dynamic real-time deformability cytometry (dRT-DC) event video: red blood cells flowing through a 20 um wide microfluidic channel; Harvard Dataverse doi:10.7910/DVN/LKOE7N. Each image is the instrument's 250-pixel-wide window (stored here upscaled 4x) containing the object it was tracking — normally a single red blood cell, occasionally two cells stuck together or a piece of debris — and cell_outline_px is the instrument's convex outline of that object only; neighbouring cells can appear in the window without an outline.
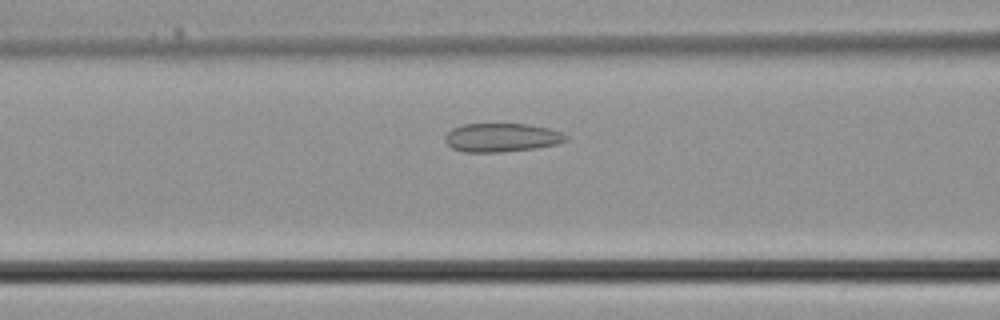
{"species": "common noctule bat (a hibernating species)", "species_latin": "Nyctalus noctula", "temperature_condition": "cold", "stored_images_in_passage": 25, "camera_frame_rate_fps": 3000, "um_per_image_px": 0.085, "animal": {"sex": "male", "body_mass_g": 21.5, "forearm_length_mm": 52.0}, "frame": {"image": 1, "passage_image": 7, "time_ms": 2.0, "image_size_px": [1000, 320], "cell_outline_px": [[568, 140], [556, 144], [536, 148], [500, 152], [464, 152], [452, 148], [444, 140], [444, 136], [452, 128], [464, 124], [528, 124], [548, 128], [560, 132], [568, 136]], "centroid_in_image_um": [42.62, 11.69], "position_along_channel_um": 124.0, "area_um2": 20.17}}
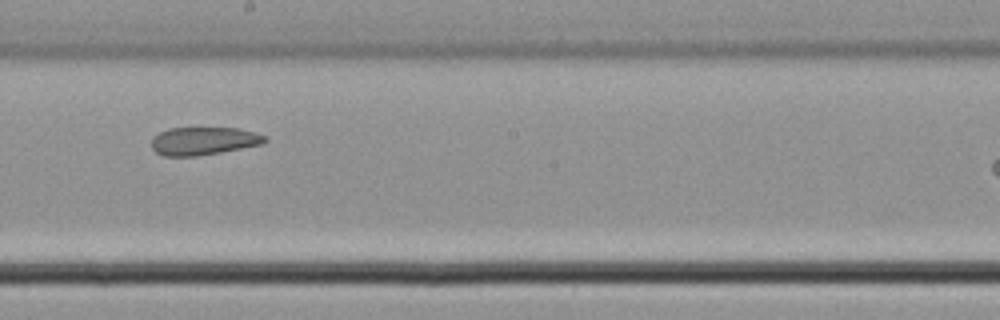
{"frame": {"image": 2, "passage_image": 13, "time_ms": 4.0, "image_size_px": [1000, 320], "cell_outline_px": [[268, 140], [260, 144], [220, 152], [196, 156], [164, 156], [156, 152], [152, 148], [152, 140], [160, 132], [168, 128], [236, 128], [256, 132], [264, 136]], "centroid_in_image_um": [17.29, 11.98], "position_along_channel_um": 230.9, "area_um2": 18.21}}
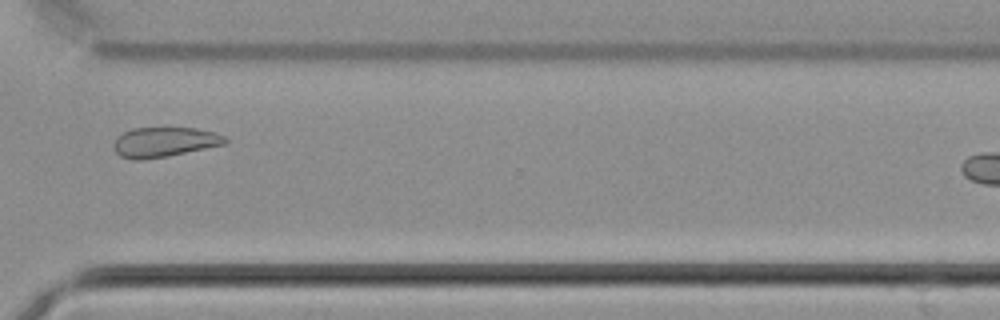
{"frame": {"image": 3, "passage_image": 20, "time_ms": 6.333, "image_size_px": [1000, 320], "cell_outline_px": [[228, 140], [224, 144], [168, 156], [144, 160], [132, 160], [120, 156], [116, 152], [116, 136], [132, 128], [196, 128], [216, 132], [224, 136]], "centroid_in_image_um": [13.98, 12.07], "position_along_channel_um": 356.6, "area_um2": 19.25}}